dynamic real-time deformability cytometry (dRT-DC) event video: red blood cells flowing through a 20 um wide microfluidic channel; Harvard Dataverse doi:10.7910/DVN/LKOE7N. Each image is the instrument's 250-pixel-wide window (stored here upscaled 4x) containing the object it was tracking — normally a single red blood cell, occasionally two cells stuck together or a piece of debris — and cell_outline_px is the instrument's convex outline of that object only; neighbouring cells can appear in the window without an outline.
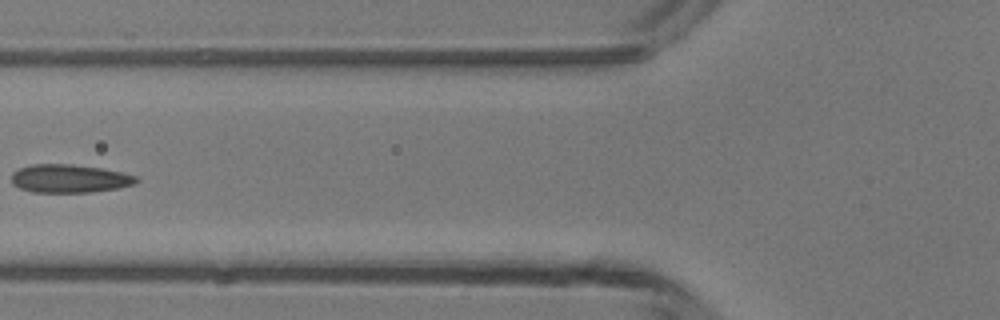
{"species": "common noctule bat (a hibernating species)", "species_latin": "Nyctalus noctula", "temperature_condition": "room temperature", "stored_images_in_passage": 5, "camera_frame_rate_fps": 3000, "um_per_image_px": 0.085, "animal": {"sex": "male", "body_mass_g": 13.3}, "frame": {"image": 1, "passage_image": 5, "time_ms": 4.333, "image_size_px": [1000, 320], "cell_outline_px": [[140, 180], [136, 184], [120, 188], [88, 192], [32, 192], [20, 188], [12, 184], [12, 172], [20, 168], [32, 164], [72, 164], [100, 168], [120, 172], [136, 176]], "centroid_in_image_um": [5.91, 15.18], "position_along_channel_um": 119.9, "area_um2": 20.58}}